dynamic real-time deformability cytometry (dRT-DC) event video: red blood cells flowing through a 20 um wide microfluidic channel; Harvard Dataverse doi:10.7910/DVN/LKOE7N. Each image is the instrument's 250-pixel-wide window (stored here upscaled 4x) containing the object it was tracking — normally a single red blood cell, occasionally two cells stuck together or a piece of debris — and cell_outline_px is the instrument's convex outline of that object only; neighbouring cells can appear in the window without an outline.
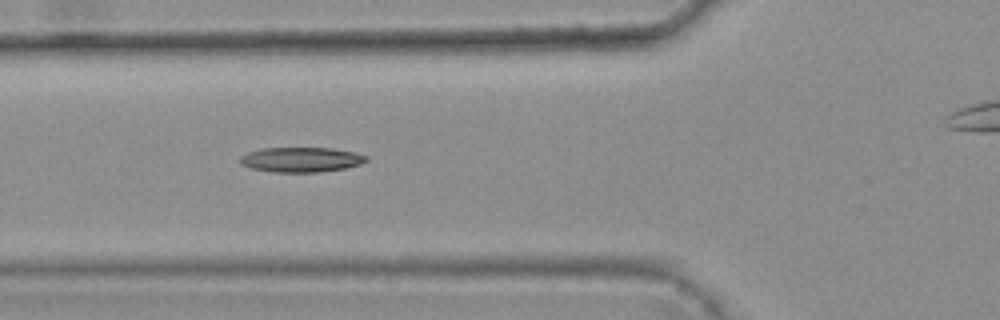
{"species": "common noctule bat (a hibernating species)", "species_latin": "Nyctalus noctula", "temperature_condition": "warm", "stored_images_in_passage": 7, "camera_frame_rate_fps": 3000, "um_per_image_px": 0.085, "animal": {"sex": "female", "body_mass_g": 25.1}, "frame": {"image": 1, "passage_image": 6, "time_ms": 1.667, "image_size_px": [1000, 320], "cell_outline_px": [[368, 160], [360, 164], [344, 168], [320, 172], [272, 172], [252, 168], [240, 164], [240, 156], [248, 152], [260, 148], [332, 148], [356, 152], [368, 156]], "centroid_in_image_um": [25.6, 13.56], "position_along_channel_um": 100.2, "area_um2": 18.38}}